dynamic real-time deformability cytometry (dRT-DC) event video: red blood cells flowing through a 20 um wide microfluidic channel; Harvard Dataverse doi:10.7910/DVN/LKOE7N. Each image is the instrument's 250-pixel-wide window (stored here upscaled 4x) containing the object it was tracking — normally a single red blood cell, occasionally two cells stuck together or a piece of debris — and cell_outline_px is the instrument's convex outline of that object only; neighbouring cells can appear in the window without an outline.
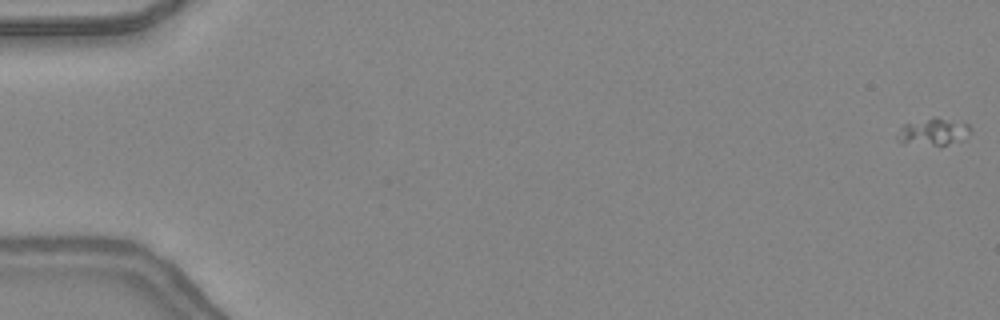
{"species": "common noctule bat (a hibernating species)", "species_latin": "Nyctalus noctula", "temperature_condition": "warm", "stored_images_in_passage": 48, "camera_frame_rate_fps": 3000, "um_per_image_px": 0.085, "animal": {"sex": "female", "body_mass_g": 24.6, "forearm_length_mm": 56.2}, "frame": {"image": 1, "passage_image": 1, "time_ms": 0.0, "image_size_px": [1000, 320], "cell_outline_px": [[972, 132], [964, 140], [944, 144], [900, 144], [896, 140], [896, 136], [904, 124], [932, 116], [936, 116], [968, 124]], "centroid_in_image_um": [79.32, 11.19], "position_along_channel_um": 5.7, "area_um2": 11.68}}
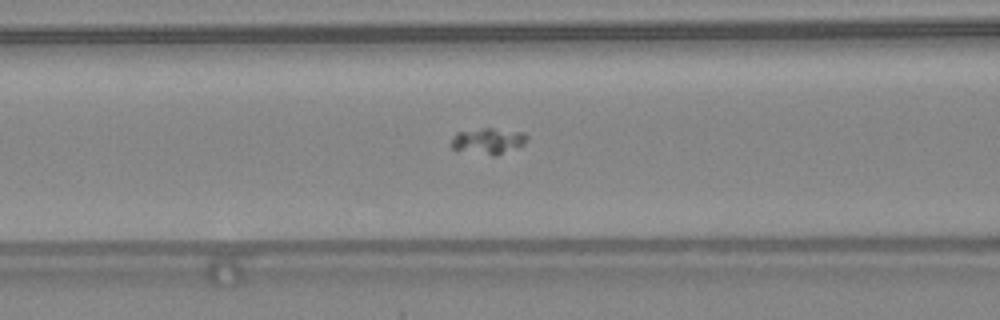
{"frame": {"image": 2, "passage_image": 21, "time_ms": 6.667, "image_size_px": [1000, 320], "cell_outline_px": [[528, 136], [524, 144], [520, 148], [496, 156], [492, 156], [456, 152], [448, 144], [456, 132], [484, 128], [492, 128], [524, 132]], "centroid_in_image_um": [41.45, 12.02], "position_along_channel_um": 125.2, "area_um2": 12.14}}
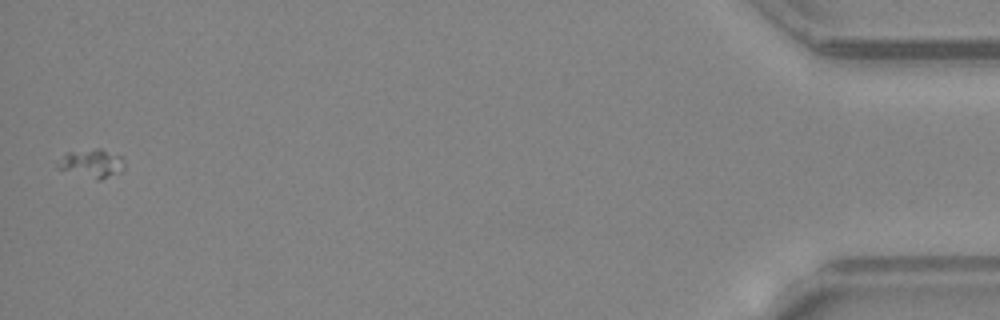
{"frame": {"image": 3, "passage_image": 48, "time_ms": 15.667, "image_size_px": [1000, 320], "cell_outline_px": [[124, 168], [120, 172], [100, 180], [96, 180], [56, 168], [56, 164], [68, 152], [96, 148], [100, 148], [120, 156], [124, 160]], "centroid_in_image_um": [7.81, 13.89], "position_along_channel_um": 427.4, "area_um2": 10.98}}